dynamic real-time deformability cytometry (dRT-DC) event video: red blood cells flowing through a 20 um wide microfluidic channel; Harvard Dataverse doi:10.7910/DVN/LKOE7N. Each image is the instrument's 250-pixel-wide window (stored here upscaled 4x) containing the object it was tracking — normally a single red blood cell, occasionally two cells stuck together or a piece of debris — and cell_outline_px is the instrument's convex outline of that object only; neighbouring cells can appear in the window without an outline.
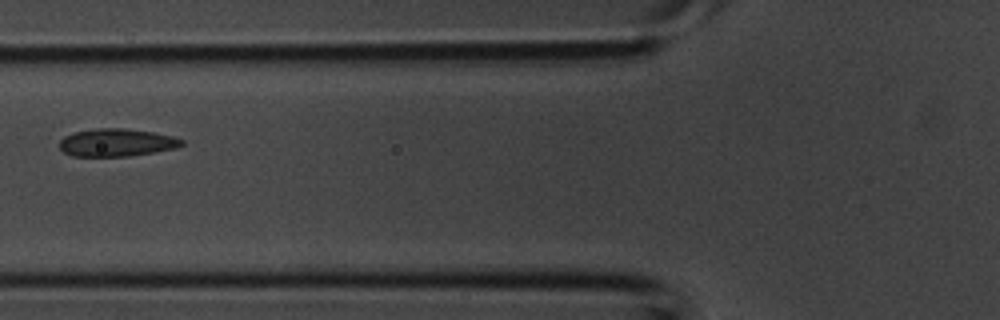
{"species": "common noctule bat (a hibernating species)", "species_latin": "Nyctalus noctula", "temperature_condition": "room temperature", "stored_images_in_passage": 3, "camera_frame_rate_fps": 3000, "um_per_image_px": 0.085, "animal": {"sex": "male", "body_mass_g": 20.1, "forearm_length_mm": 53.5}, "frame": {"image": 1, "passage_image": 3, "time_ms": 0.667, "image_size_px": [1000, 320], "cell_outline_px": [[184, 144], [176, 148], [128, 156], [72, 156], [64, 152], [60, 148], [60, 140], [64, 136], [76, 132], [96, 128], [124, 128], [152, 132], [172, 136], [184, 140]], "centroid_in_image_um": [9.91, 12.11], "position_along_channel_um": 115.9, "area_um2": 19.59}}